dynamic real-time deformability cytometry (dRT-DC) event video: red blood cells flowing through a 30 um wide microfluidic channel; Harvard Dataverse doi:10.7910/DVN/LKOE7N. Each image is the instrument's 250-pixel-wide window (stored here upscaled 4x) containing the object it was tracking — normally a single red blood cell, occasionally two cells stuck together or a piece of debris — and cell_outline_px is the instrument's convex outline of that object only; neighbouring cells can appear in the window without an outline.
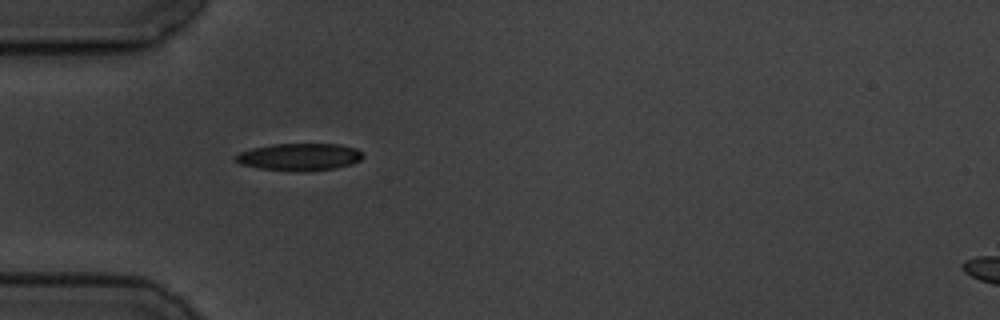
{"species": "common noctule bat (a hibernating species)", "species_latin": "Nyctalus noctula", "temperature_condition": "cold", "stored_images_in_passage": 7, "camera_frame_rate_fps": 3000, "um_per_image_px": 0.085, "animal": {"sex": "male", "body_mass_g": 19.5, "forearm_length_mm": 54.6}, "frame": {"image": 1, "passage_image": 6, "time_ms": 6.333, "image_size_px": [1000, 320], "cell_outline_px": [[364, 156], [360, 160], [352, 164], [336, 168], [308, 172], [300, 172], [260, 168], [240, 164], [232, 156], [240, 152], [252, 148], [272, 144], [340, 144], [356, 148]], "centroid_in_image_um": [25.46, 13.34], "position_along_channel_um": 59.5, "area_um2": 20.4}}
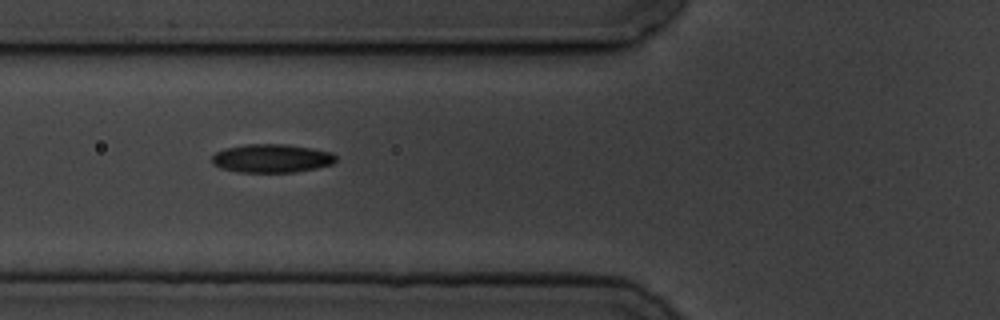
{"frame": {"image": 2, "passage_image": 7, "time_ms": 7.667, "image_size_px": [1000, 320], "cell_outline_px": [[336, 160], [332, 164], [316, 168], [296, 172], [240, 172], [220, 168], [212, 164], [212, 156], [216, 152], [224, 148], [248, 144], [284, 144], [312, 148], [332, 152], [336, 156]], "centroid_in_image_um": [23.09, 13.46], "position_along_channel_um": 102.7, "area_um2": 20.63}}